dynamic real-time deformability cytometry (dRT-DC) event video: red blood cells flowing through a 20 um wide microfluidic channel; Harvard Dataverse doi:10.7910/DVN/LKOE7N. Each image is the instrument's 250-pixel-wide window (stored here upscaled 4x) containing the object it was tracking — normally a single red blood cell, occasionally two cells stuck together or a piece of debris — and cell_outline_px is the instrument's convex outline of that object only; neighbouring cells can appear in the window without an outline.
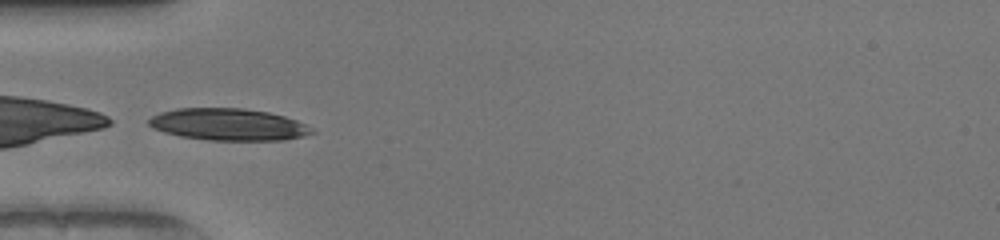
{"species": "human", "species_latin": "Homo sapiens", "temperature_condition": "warm", "stored_images_in_passage": 35, "camera_frame_rate_fps": 3000, "um_per_image_px": 0.085, "donor": {"sex": "female"}, "frame": {"image": 1, "passage_image": 1, "time_ms": 0.0, "image_size_px": [1000, 240], "cell_outline_px": [[316, 132], [304, 136], [284, 140], [208, 140], [180, 136], [164, 132], [152, 128], [148, 124], [148, 120], [152, 116], [160, 112], [176, 108], [244, 108], [268, 112], [284, 116], [296, 120], [312, 128]], "centroid_in_image_um": [19.4, 10.58], "position_along_channel_um": 65.6, "area_um2": 30.4}}
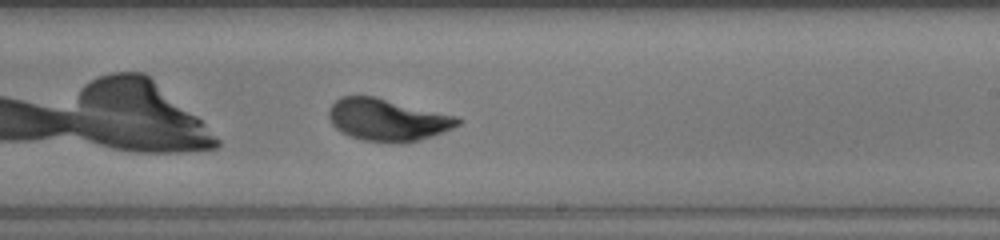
{"frame": {"image": 2, "passage_image": 15, "time_ms": 4.667, "image_size_px": [1000, 240], "cell_outline_px": [[464, 120], [460, 124], [452, 128], [432, 136], [420, 140], [400, 144], [384, 144], [364, 140], [340, 132], [332, 124], [328, 116], [328, 112], [332, 104], [340, 96], [376, 96], [456, 116]], "centroid_in_image_um": [32.94, 10.2], "position_along_channel_um": 256.1, "area_um2": 32.02}}
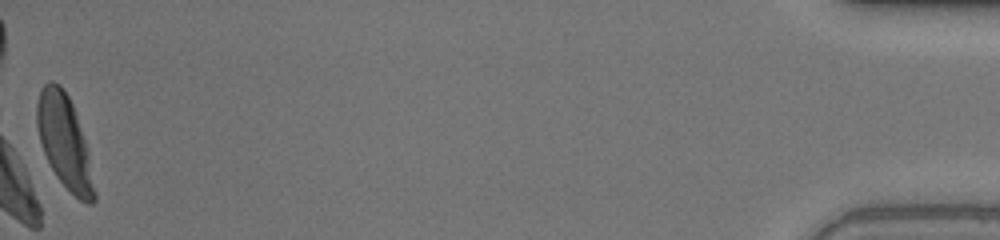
{"frame": {"image": 3, "passage_image": 35, "time_ms": 11.333, "image_size_px": [1000, 240], "cell_outline_px": [[96, 200], [92, 204], [88, 204], [80, 200], [56, 176], [44, 152], [40, 140], [36, 124], [36, 104], [40, 88], [48, 80], [52, 80], [60, 84], [68, 96], [72, 104], [88, 152], [96, 192]], "centroid_in_image_um": [5.47, 12.02], "position_along_channel_um": 429.7, "area_um2": 30.75}, "authors_computed_cell_mechanics": {"area_um2": 30.923, "velocity_mm_per_s": 4.1149, "shape_relaxation_time_tau1_ms": 2.4615, "shape_relaxation_time_tau2_ms": null, "deformation_change_tau1": 0.162, "deformation_change_tau2": null}}